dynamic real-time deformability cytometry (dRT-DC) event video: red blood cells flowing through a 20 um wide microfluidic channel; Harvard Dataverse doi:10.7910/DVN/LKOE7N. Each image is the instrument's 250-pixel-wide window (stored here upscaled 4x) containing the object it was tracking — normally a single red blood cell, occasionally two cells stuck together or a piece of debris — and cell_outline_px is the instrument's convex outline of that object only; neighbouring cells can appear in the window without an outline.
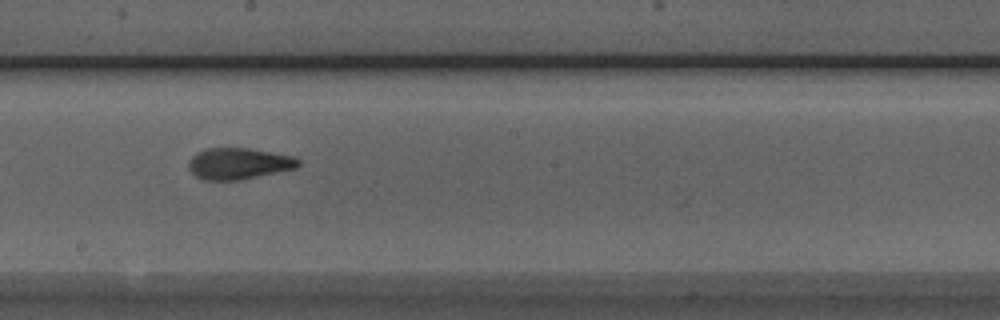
{"species": "Egyptian fruit bat (a non-hibernating species)", "species_latin": "Rousettus aegyptiacus", "temperature_condition": "room temperature", "stored_images_in_passage": 9, "camera_frame_rate_fps": 3000, "um_per_image_px": 0.085, "animal": {"sex": "male"}, "frame": {"image": 1, "passage_image": 7, "time_ms": 7.0, "image_size_px": [1000, 320], "cell_outline_px": [[300, 164], [296, 168], [240, 180], [200, 180], [188, 168], [188, 160], [196, 152], [204, 148], [248, 148], [296, 156], [300, 160]], "centroid_in_image_um": [20.27, 13.9], "position_along_channel_um": 227.9, "area_um2": 20.29}}
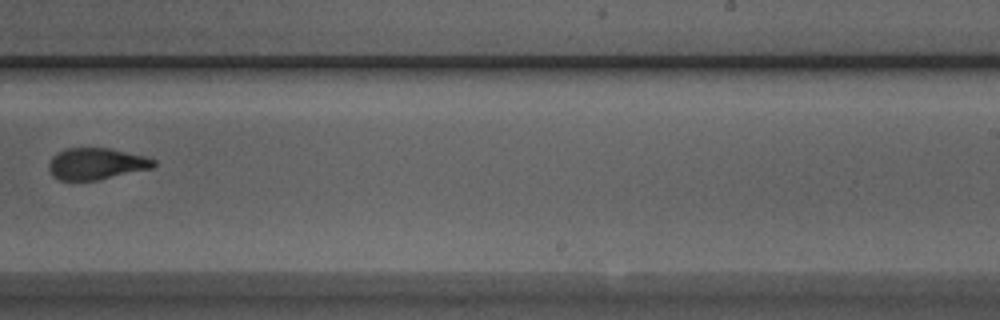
{"frame": {"image": 2, "passage_image": 8, "time_ms": 8.333, "image_size_px": [1000, 320], "cell_outline_px": [[156, 164], [152, 168], [96, 180], [60, 180], [52, 176], [48, 168], [48, 164], [52, 156], [68, 148], [108, 148], [144, 156], [156, 160]], "centroid_in_image_um": [8.16, 13.92], "position_along_channel_um": 280.8, "area_um2": 19.07}}
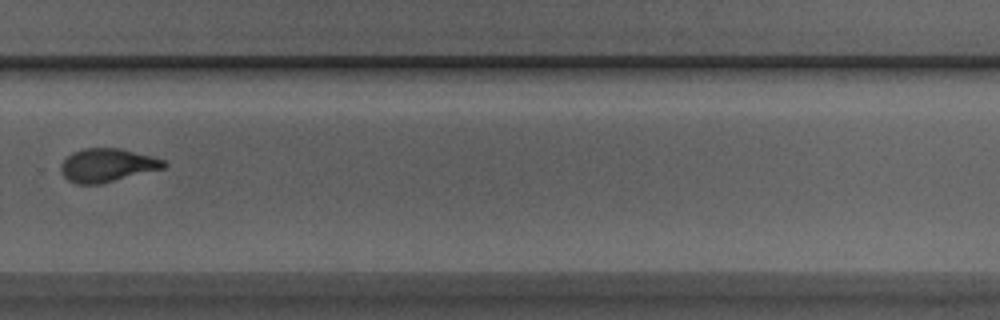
{"frame": {"image": 3, "passage_image": 9, "time_ms": 9.333, "image_size_px": [1000, 320], "cell_outline_px": [[168, 164], [164, 168], [100, 184], [76, 184], [68, 180], [60, 172], [60, 164], [72, 152], [84, 148], [120, 148], [152, 156], [164, 160]], "centroid_in_image_um": [9.1, 14.04], "position_along_channel_um": 320.7, "area_um2": 20.06}}